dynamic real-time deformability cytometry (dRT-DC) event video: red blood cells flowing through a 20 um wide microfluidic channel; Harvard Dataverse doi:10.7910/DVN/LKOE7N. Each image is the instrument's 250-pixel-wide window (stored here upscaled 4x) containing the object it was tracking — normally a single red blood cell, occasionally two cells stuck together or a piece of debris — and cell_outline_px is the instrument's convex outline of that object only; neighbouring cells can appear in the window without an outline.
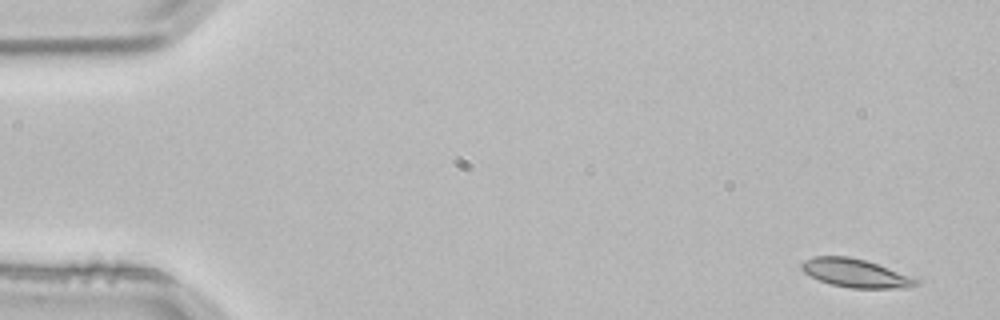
{"species": "common noctule bat (a hibernating species)", "species_latin": "Nyctalus noctula", "temperature_condition": "room temperature", "stored_images_in_passage": 3, "camera_frame_rate_fps": 3000, "um_per_image_px": 0.085, "animal": {"sex": "male", "body_mass_g": 21.5, "forearm_length_mm": 52.0}, "frame": {"image": 1, "passage_image": 1, "time_ms": 0.0, "image_size_px": [1000, 320], "cell_outline_px": [[920, 284], [908, 288], [852, 288], [832, 284], [820, 280], [804, 272], [800, 268], [800, 264], [804, 260], [812, 256], [848, 256], [864, 260], [876, 264], [920, 280]], "centroid_in_image_um": [72.7, 23.21], "position_along_channel_um": 12.3, "area_um2": 18.73}}